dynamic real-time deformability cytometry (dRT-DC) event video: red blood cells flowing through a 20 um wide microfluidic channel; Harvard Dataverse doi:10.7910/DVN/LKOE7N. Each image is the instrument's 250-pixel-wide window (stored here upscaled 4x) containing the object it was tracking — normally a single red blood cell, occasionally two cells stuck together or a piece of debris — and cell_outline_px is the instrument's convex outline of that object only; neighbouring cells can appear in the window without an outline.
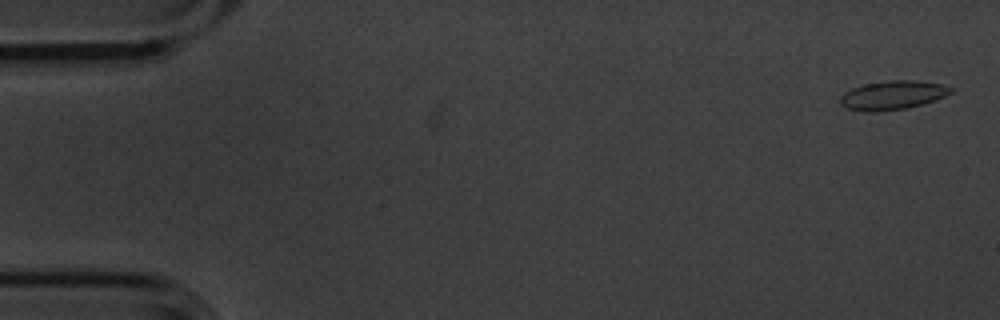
{"species": "common noctule bat (a hibernating species)", "species_latin": "Nyctalus noctula", "temperature_condition": "cold", "stored_images_in_passage": 5, "camera_frame_rate_fps": 3000, "um_per_image_px": 0.085, "animal": {"sex": "male", "body_mass_g": 20.1, "forearm_length_mm": 53.5}, "frame": {"image": 1, "passage_image": 1, "time_ms": 0.0, "image_size_px": [1000, 320], "cell_outline_px": [[956, 88], [952, 92], [944, 96], [920, 104], [904, 108], [876, 112], [864, 112], [848, 108], [840, 104], [840, 96], [844, 92], [852, 88], [864, 84], [888, 80], [916, 80], [940, 84]], "centroid_in_image_um": [75.84, 8.08], "position_along_channel_um": 9.2, "area_um2": 18.5}}
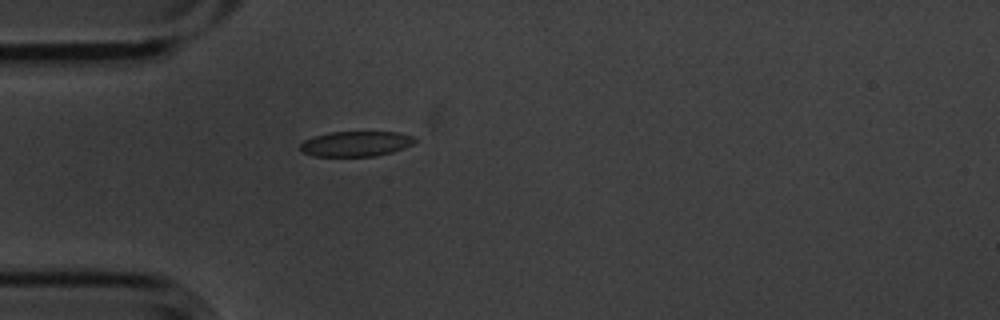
{"frame": {"image": 2, "passage_image": 5, "time_ms": 1.333, "image_size_px": [1000, 320], "cell_outline_px": [[416, 140], [412, 144], [404, 148], [392, 152], [376, 156], [312, 156], [304, 152], [300, 148], [300, 144], [304, 140], [312, 136], [328, 132], [400, 132], [412, 136]], "centroid_in_image_um": [30.23, 12.22], "position_along_channel_um": 54.8, "area_um2": 16.88}}